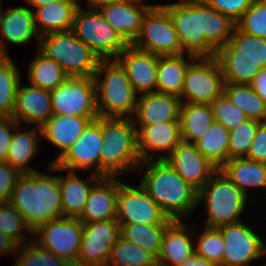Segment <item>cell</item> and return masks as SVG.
<instances>
[{"instance_id": "obj_48", "label": "cell", "mask_w": 266, "mask_h": 266, "mask_svg": "<svg viewBox=\"0 0 266 266\" xmlns=\"http://www.w3.org/2000/svg\"><path fill=\"white\" fill-rule=\"evenodd\" d=\"M246 158L256 162L266 163V122H262L258 126Z\"/></svg>"}, {"instance_id": "obj_30", "label": "cell", "mask_w": 266, "mask_h": 266, "mask_svg": "<svg viewBox=\"0 0 266 266\" xmlns=\"http://www.w3.org/2000/svg\"><path fill=\"white\" fill-rule=\"evenodd\" d=\"M184 56H186L185 53L180 55L158 56L156 92L180 97L186 69L196 58L188 54L189 59L185 60Z\"/></svg>"}, {"instance_id": "obj_1", "label": "cell", "mask_w": 266, "mask_h": 266, "mask_svg": "<svg viewBox=\"0 0 266 266\" xmlns=\"http://www.w3.org/2000/svg\"><path fill=\"white\" fill-rule=\"evenodd\" d=\"M177 31L181 50L195 57H215L231 39L236 23L203 0L161 4ZM186 50V52H185Z\"/></svg>"}, {"instance_id": "obj_47", "label": "cell", "mask_w": 266, "mask_h": 266, "mask_svg": "<svg viewBox=\"0 0 266 266\" xmlns=\"http://www.w3.org/2000/svg\"><path fill=\"white\" fill-rule=\"evenodd\" d=\"M21 173L6 161H0V202H9L12 190Z\"/></svg>"}, {"instance_id": "obj_17", "label": "cell", "mask_w": 266, "mask_h": 266, "mask_svg": "<svg viewBox=\"0 0 266 266\" xmlns=\"http://www.w3.org/2000/svg\"><path fill=\"white\" fill-rule=\"evenodd\" d=\"M120 236L117 219L83 223L77 259L92 266H107L112 247Z\"/></svg>"}, {"instance_id": "obj_15", "label": "cell", "mask_w": 266, "mask_h": 266, "mask_svg": "<svg viewBox=\"0 0 266 266\" xmlns=\"http://www.w3.org/2000/svg\"><path fill=\"white\" fill-rule=\"evenodd\" d=\"M116 219L119 224H170L158 204L140 186L121 183L118 188Z\"/></svg>"}, {"instance_id": "obj_45", "label": "cell", "mask_w": 266, "mask_h": 266, "mask_svg": "<svg viewBox=\"0 0 266 266\" xmlns=\"http://www.w3.org/2000/svg\"><path fill=\"white\" fill-rule=\"evenodd\" d=\"M210 106L214 121L229 131L248 119L243 111L236 107L224 93L210 103Z\"/></svg>"}, {"instance_id": "obj_25", "label": "cell", "mask_w": 266, "mask_h": 266, "mask_svg": "<svg viewBox=\"0 0 266 266\" xmlns=\"http://www.w3.org/2000/svg\"><path fill=\"white\" fill-rule=\"evenodd\" d=\"M181 104V99L172 94L158 92L141 94L133 121L136 126L179 121Z\"/></svg>"}, {"instance_id": "obj_46", "label": "cell", "mask_w": 266, "mask_h": 266, "mask_svg": "<svg viewBox=\"0 0 266 266\" xmlns=\"http://www.w3.org/2000/svg\"><path fill=\"white\" fill-rule=\"evenodd\" d=\"M217 12L228 16L235 23L242 17L244 12L249 9L254 0H203Z\"/></svg>"}, {"instance_id": "obj_7", "label": "cell", "mask_w": 266, "mask_h": 266, "mask_svg": "<svg viewBox=\"0 0 266 266\" xmlns=\"http://www.w3.org/2000/svg\"><path fill=\"white\" fill-rule=\"evenodd\" d=\"M247 196L218 169L198 191V204L207 210L204 227L219 228L241 222Z\"/></svg>"}, {"instance_id": "obj_5", "label": "cell", "mask_w": 266, "mask_h": 266, "mask_svg": "<svg viewBox=\"0 0 266 266\" xmlns=\"http://www.w3.org/2000/svg\"><path fill=\"white\" fill-rule=\"evenodd\" d=\"M215 57L224 83L250 84L257 73L266 68V39L235 27L230 41L217 51Z\"/></svg>"}, {"instance_id": "obj_9", "label": "cell", "mask_w": 266, "mask_h": 266, "mask_svg": "<svg viewBox=\"0 0 266 266\" xmlns=\"http://www.w3.org/2000/svg\"><path fill=\"white\" fill-rule=\"evenodd\" d=\"M71 30L100 60L116 59L129 45L97 8L83 11L82 4L75 13Z\"/></svg>"}, {"instance_id": "obj_51", "label": "cell", "mask_w": 266, "mask_h": 266, "mask_svg": "<svg viewBox=\"0 0 266 266\" xmlns=\"http://www.w3.org/2000/svg\"><path fill=\"white\" fill-rule=\"evenodd\" d=\"M18 245L8 236L0 232V256L16 254Z\"/></svg>"}, {"instance_id": "obj_24", "label": "cell", "mask_w": 266, "mask_h": 266, "mask_svg": "<svg viewBox=\"0 0 266 266\" xmlns=\"http://www.w3.org/2000/svg\"><path fill=\"white\" fill-rule=\"evenodd\" d=\"M21 82L17 90L15 106L12 118L18 124L21 122L33 123L36 127H41L52 114L51 93L48 90L35 86L21 87Z\"/></svg>"}, {"instance_id": "obj_22", "label": "cell", "mask_w": 266, "mask_h": 266, "mask_svg": "<svg viewBox=\"0 0 266 266\" xmlns=\"http://www.w3.org/2000/svg\"><path fill=\"white\" fill-rule=\"evenodd\" d=\"M118 177H101L91 188L81 215L82 223H91L116 218Z\"/></svg>"}, {"instance_id": "obj_20", "label": "cell", "mask_w": 266, "mask_h": 266, "mask_svg": "<svg viewBox=\"0 0 266 266\" xmlns=\"http://www.w3.org/2000/svg\"><path fill=\"white\" fill-rule=\"evenodd\" d=\"M116 60L124 68L136 93L156 92L158 55L128 45Z\"/></svg>"}, {"instance_id": "obj_39", "label": "cell", "mask_w": 266, "mask_h": 266, "mask_svg": "<svg viewBox=\"0 0 266 266\" xmlns=\"http://www.w3.org/2000/svg\"><path fill=\"white\" fill-rule=\"evenodd\" d=\"M169 224H120V236L145 248L156 257L161 248L162 237Z\"/></svg>"}, {"instance_id": "obj_54", "label": "cell", "mask_w": 266, "mask_h": 266, "mask_svg": "<svg viewBox=\"0 0 266 266\" xmlns=\"http://www.w3.org/2000/svg\"><path fill=\"white\" fill-rule=\"evenodd\" d=\"M89 8H98L101 5L107 4L110 0H87Z\"/></svg>"}, {"instance_id": "obj_35", "label": "cell", "mask_w": 266, "mask_h": 266, "mask_svg": "<svg viewBox=\"0 0 266 266\" xmlns=\"http://www.w3.org/2000/svg\"><path fill=\"white\" fill-rule=\"evenodd\" d=\"M194 144L197 150L219 169L228 160L229 130L214 121Z\"/></svg>"}, {"instance_id": "obj_27", "label": "cell", "mask_w": 266, "mask_h": 266, "mask_svg": "<svg viewBox=\"0 0 266 266\" xmlns=\"http://www.w3.org/2000/svg\"><path fill=\"white\" fill-rule=\"evenodd\" d=\"M98 117L74 115L51 116L41 127V137L61 150L54 163L80 137L91 120Z\"/></svg>"}, {"instance_id": "obj_37", "label": "cell", "mask_w": 266, "mask_h": 266, "mask_svg": "<svg viewBox=\"0 0 266 266\" xmlns=\"http://www.w3.org/2000/svg\"><path fill=\"white\" fill-rule=\"evenodd\" d=\"M224 94L243 111L248 119L266 122V103L256 94L250 84L224 83Z\"/></svg>"}, {"instance_id": "obj_50", "label": "cell", "mask_w": 266, "mask_h": 266, "mask_svg": "<svg viewBox=\"0 0 266 266\" xmlns=\"http://www.w3.org/2000/svg\"><path fill=\"white\" fill-rule=\"evenodd\" d=\"M256 94L266 103V68H262L250 83Z\"/></svg>"}, {"instance_id": "obj_26", "label": "cell", "mask_w": 266, "mask_h": 266, "mask_svg": "<svg viewBox=\"0 0 266 266\" xmlns=\"http://www.w3.org/2000/svg\"><path fill=\"white\" fill-rule=\"evenodd\" d=\"M191 230L194 231L183 220H174L166 227L157 256L158 266H176L195 254Z\"/></svg>"}, {"instance_id": "obj_36", "label": "cell", "mask_w": 266, "mask_h": 266, "mask_svg": "<svg viewBox=\"0 0 266 266\" xmlns=\"http://www.w3.org/2000/svg\"><path fill=\"white\" fill-rule=\"evenodd\" d=\"M18 66L9 55H0V119L12 118L21 82Z\"/></svg>"}, {"instance_id": "obj_43", "label": "cell", "mask_w": 266, "mask_h": 266, "mask_svg": "<svg viewBox=\"0 0 266 266\" xmlns=\"http://www.w3.org/2000/svg\"><path fill=\"white\" fill-rule=\"evenodd\" d=\"M203 232L196 239L195 255L207 261L222 264L224 255V239L218 228L203 227Z\"/></svg>"}, {"instance_id": "obj_31", "label": "cell", "mask_w": 266, "mask_h": 266, "mask_svg": "<svg viewBox=\"0 0 266 266\" xmlns=\"http://www.w3.org/2000/svg\"><path fill=\"white\" fill-rule=\"evenodd\" d=\"M219 169L247 197L251 187L266 188V163L235 158L227 160Z\"/></svg>"}, {"instance_id": "obj_6", "label": "cell", "mask_w": 266, "mask_h": 266, "mask_svg": "<svg viewBox=\"0 0 266 266\" xmlns=\"http://www.w3.org/2000/svg\"><path fill=\"white\" fill-rule=\"evenodd\" d=\"M94 80L99 117H134L139 97L116 59L100 60Z\"/></svg>"}, {"instance_id": "obj_55", "label": "cell", "mask_w": 266, "mask_h": 266, "mask_svg": "<svg viewBox=\"0 0 266 266\" xmlns=\"http://www.w3.org/2000/svg\"><path fill=\"white\" fill-rule=\"evenodd\" d=\"M65 266H92V265L85 264L84 262L79 261L78 259H76V260L67 261Z\"/></svg>"}, {"instance_id": "obj_14", "label": "cell", "mask_w": 266, "mask_h": 266, "mask_svg": "<svg viewBox=\"0 0 266 266\" xmlns=\"http://www.w3.org/2000/svg\"><path fill=\"white\" fill-rule=\"evenodd\" d=\"M83 223L79 218L63 217L49 220L33 232V239L66 261L76 260L82 239ZM39 236V238H37Z\"/></svg>"}, {"instance_id": "obj_29", "label": "cell", "mask_w": 266, "mask_h": 266, "mask_svg": "<svg viewBox=\"0 0 266 266\" xmlns=\"http://www.w3.org/2000/svg\"><path fill=\"white\" fill-rule=\"evenodd\" d=\"M100 178L92 173L90 177L81 179L73 171H68L67 176L59 175L63 217L78 218L81 215L92 186Z\"/></svg>"}, {"instance_id": "obj_44", "label": "cell", "mask_w": 266, "mask_h": 266, "mask_svg": "<svg viewBox=\"0 0 266 266\" xmlns=\"http://www.w3.org/2000/svg\"><path fill=\"white\" fill-rule=\"evenodd\" d=\"M236 27L246 34L266 39V0H254L236 22Z\"/></svg>"}, {"instance_id": "obj_49", "label": "cell", "mask_w": 266, "mask_h": 266, "mask_svg": "<svg viewBox=\"0 0 266 266\" xmlns=\"http://www.w3.org/2000/svg\"><path fill=\"white\" fill-rule=\"evenodd\" d=\"M18 125L13 118L0 119V161H6L12 140V131Z\"/></svg>"}, {"instance_id": "obj_40", "label": "cell", "mask_w": 266, "mask_h": 266, "mask_svg": "<svg viewBox=\"0 0 266 266\" xmlns=\"http://www.w3.org/2000/svg\"><path fill=\"white\" fill-rule=\"evenodd\" d=\"M24 230L33 235L21 214L9 202H0V232L21 246L34 239L32 236L26 240V235L22 234Z\"/></svg>"}, {"instance_id": "obj_18", "label": "cell", "mask_w": 266, "mask_h": 266, "mask_svg": "<svg viewBox=\"0 0 266 266\" xmlns=\"http://www.w3.org/2000/svg\"><path fill=\"white\" fill-rule=\"evenodd\" d=\"M164 160L197 192L218 170L194 143L185 141H181Z\"/></svg>"}, {"instance_id": "obj_56", "label": "cell", "mask_w": 266, "mask_h": 266, "mask_svg": "<svg viewBox=\"0 0 266 266\" xmlns=\"http://www.w3.org/2000/svg\"><path fill=\"white\" fill-rule=\"evenodd\" d=\"M125 1H130V0H110V2H125Z\"/></svg>"}, {"instance_id": "obj_53", "label": "cell", "mask_w": 266, "mask_h": 266, "mask_svg": "<svg viewBox=\"0 0 266 266\" xmlns=\"http://www.w3.org/2000/svg\"><path fill=\"white\" fill-rule=\"evenodd\" d=\"M29 5L38 8L43 5H47L52 2L62 1V0H26Z\"/></svg>"}, {"instance_id": "obj_21", "label": "cell", "mask_w": 266, "mask_h": 266, "mask_svg": "<svg viewBox=\"0 0 266 266\" xmlns=\"http://www.w3.org/2000/svg\"><path fill=\"white\" fill-rule=\"evenodd\" d=\"M151 6L143 4L142 0H130L109 2L97 9L112 28L131 45L140 32L144 14Z\"/></svg>"}, {"instance_id": "obj_38", "label": "cell", "mask_w": 266, "mask_h": 266, "mask_svg": "<svg viewBox=\"0 0 266 266\" xmlns=\"http://www.w3.org/2000/svg\"><path fill=\"white\" fill-rule=\"evenodd\" d=\"M107 266H158V263L152 252L119 236Z\"/></svg>"}, {"instance_id": "obj_13", "label": "cell", "mask_w": 266, "mask_h": 266, "mask_svg": "<svg viewBox=\"0 0 266 266\" xmlns=\"http://www.w3.org/2000/svg\"><path fill=\"white\" fill-rule=\"evenodd\" d=\"M103 136L101 117L91 120L80 137L54 163H49L48 171H81L92 168L99 176V158ZM96 166V167H94Z\"/></svg>"}, {"instance_id": "obj_8", "label": "cell", "mask_w": 266, "mask_h": 266, "mask_svg": "<svg viewBox=\"0 0 266 266\" xmlns=\"http://www.w3.org/2000/svg\"><path fill=\"white\" fill-rule=\"evenodd\" d=\"M38 49L55 60L69 77H94L100 59L72 30L40 37Z\"/></svg>"}, {"instance_id": "obj_3", "label": "cell", "mask_w": 266, "mask_h": 266, "mask_svg": "<svg viewBox=\"0 0 266 266\" xmlns=\"http://www.w3.org/2000/svg\"><path fill=\"white\" fill-rule=\"evenodd\" d=\"M146 167L140 186L158 204L171 220H182L190 216L198 205V192L165 161L149 160L136 169Z\"/></svg>"}, {"instance_id": "obj_2", "label": "cell", "mask_w": 266, "mask_h": 266, "mask_svg": "<svg viewBox=\"0 0 266 266\" xmlns=\"http://www.w3.org/2000/svg\"><path fill=\"white\" fill-rule=\"evenodd\" d=\"M9 203L21 214L32 232L49 220L63 218L59 176L40 171L21 174Z\"/></svg>"}, {"instance_id": "obj_33", "label": "cell", "mask_w": 266, "mask_h": 266, "mask_svg": "<svg viewBox=\"0 0 266 266\" xmlns=\"http://www.w3.org/2000/svg\"><path fill=\"white\" fill-rule=\"evenodd\" d=\"M214 122L210 104L182 103L179 123L182 141L195 143Z\"/></svg>"}, {"instance_id": "obj_52", "label": "cell", "mask_w": 266, "mask_h": 266, "mask_svg": "<svg viewBox=\"0 0 266 266\" xmlns=\"http://www.w3.org/2000/svg\"><path fill=\"white\" fill-rule=\"evenodd\" d=\"M176 266H219V265L207 261L206 259L200 258L199 256L194 254L192 257L188 258L187 260Z\"/></svg>"}, {"instance_id": "obj_42", "label": "cell", "mask_w": 266, "mask_h": 266, "mask_svg": "<svg viewBox=\"0 0 266 266\" xmlns=\"http://www.w3.org/2000/svg\"><path fill=\"white\" fill-rule=\"evenodd\" d=\"M261 123L258 120L247 119L229 131L228 160L247 157Z\"/></svg>"}, {"instance_id": "obj_16", "label": "cell", "mask_w": 266, "mask_h": 266, "mask_svg": "<svg viewBox=\"0 0 266 266\" xmlns=\"http://www.w3.org/2000/svg\"><path fill=\"white\" fill-rule=\"evenodd\" d=\"M218 229L224 239V255L220 266H251V261L266 256L263 239L242 221Z\"/></svg>"}, {"instance_id": "obj_32", "label": "cell", "mask_w": 266, "mask_h": 266, "mask_svg": "<svg viewBox=\"0 0 266 266\" xmlns=\"http://www.w3.org/2000/svg\"><path fill=\"white\" fill-rule=\"evenodd\" d=\"M19 126L16 127V132H13L6 162L21 174L33 173L38 170L28 164L39 149L38 139L40 140L41 130L35 126L23 132L18 131Z\"/></svg>"}, {"instance_id": "obj_11", "label": "cell", "mask_w": 266, "mask_h": 266, "mask_svg": "<svg viewBox=\"0 0 266 266\" xmlns=\"http://www.w3.org/2000/svg\"><path fill=\"white\" fill-rule=\"evenodd\" d=\"M223 93L224 79L217 58L196 57L186 69L181 102L210 104Z\"/></svg>"}, {"instance_id": "obj_28", "label": "cell", "mask_w": 266, "mask_h": 266, "mask_svg": "<svg viewBox=\"0 0 266 266\" xmlns=\"http://www.w3.org/2000/svg\"><path fill=\"white\" fill-rule=\"evenodd\" d=\"M80 0H62L32 8L37 32L40 36L72 29ZM38 23V24H37Z\"/></svg>"}, {"instance_id": "obj_41", "label": "cell", "mask_w": 266, "mask_h": 266, "mask_svg": "<svg viewBox=\"0 0 266 266\" xmlns=\"http://www.w3.org/2000/svg\"><path fill=\"white\" fill-rule=\"evenodd\" d=\"M15 255V263L18 266H65L67 262L54 253L43 249L34 240L18 246Z\"/></svg>"}, {"instance_id": "obj_10", "label": "cell", "mask_w": 266, "mask_h": 266, "mask_svg": "<svg viewBox=\"0 0 266 266\" xmlns=\"http://www.w3.org/2000/svg\"><path fill=\"white\" fill-rule=\"evenodd\" d=\"M131 45L158 56L184 53L169 12L161 4L152 5L144 14L140 32Z\"/></svg>"}, {"instance_id": "obj_4", "label": "cell", "mask_w": 266, "mask_h": 266, "mask_svg": "<svg viewBox=\"0 0 266 266\" xmlns=\"http://www.w3.org/2000/svg\"><path fill=\"white\" fill-rule=\"evenodd\" d=\"M101 127L103 143L99 177H117L124 172L136 171L141 160L133 118L101 117Z\"/></svg>"}, {"instance_id": "obj_12", "label": "cell", "mask_w": 266, "mask_h": 266, "mask_svg": "<svg viewBox=\"0 0 266 266\" xmlns=\"http://www.w3.org/2000/svg\"><path fill=\"white\" fill-rule=\"evenodd\" d=\"M50 93L53 116L99 117L94 77H68Z\"/></svg>"}, {"instance_id": "obj_23", "label": "cell", "mask_w": 266, "mask_h": 266, "mask_svg": "<svg viewBox=\"0 0 266 266\" xmlns=\"http://www.w3.org/2000/svg\"><path fill=\"white\" fill-rule=\"evenodd\" d=\"M0 33L4 40H0V55H9L8 44L22 45L30 42L33 37L37 38L38 45L40 35L37 32L34 13L29 7H10L0 14Z\"/></svg>"}, {"instance_id": "obj_34", "label": "cell", "mask_w": 266, "mask_h": 266, "mask_svg": "<svg viewBox=\"0 0 266 266\" xmlns=\"http://www.w3.org/2000/svg\"><path fill=\"white\" fill-rule=\"evenodd\" d=\"M37 52L36 58L28 66L31 85L43 90H55L69 76L55 60L44 55L38 48Z\"/></svg>"}, {"instance_id": "obj_19", "label": "cell", "mask_w": 266, "mask_h": 266, "mask_svg": "<svg viewBox=\"0 0 266 266\" xmlns=\"http://www.w3.org/2000/svg\"><path fill=\"white\" fill-rule=\"evenodd\" d=\"M137 129V148L141 163L149 160H164L182 141L179 121H167L155 125H139ZM165 151L166 154L153 153Z\"/></svg>"}]
</instances>
